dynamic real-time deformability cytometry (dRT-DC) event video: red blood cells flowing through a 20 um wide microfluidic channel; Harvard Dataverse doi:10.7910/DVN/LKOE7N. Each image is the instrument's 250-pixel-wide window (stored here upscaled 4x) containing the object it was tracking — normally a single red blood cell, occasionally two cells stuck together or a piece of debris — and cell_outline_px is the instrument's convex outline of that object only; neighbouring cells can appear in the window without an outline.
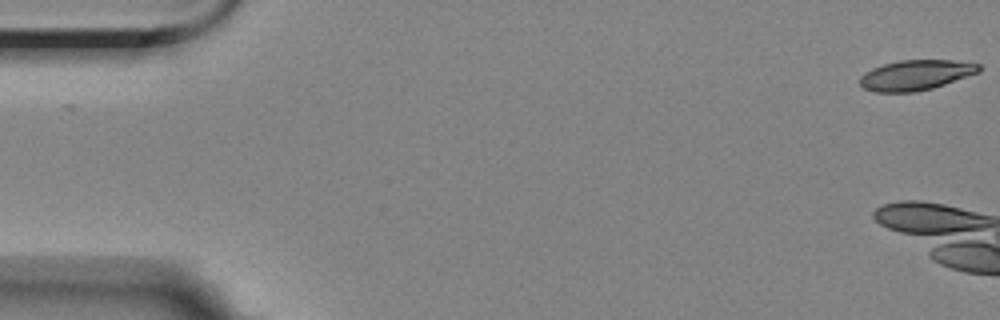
{"species": "Egyptian fruit bat (a non-hibernating species)", "species_latin": "Rousettus aegyptiacus", "temperature_condition": "room temperature", "stored_images_in_passage": 15, "camera_frame_rate_fps": 3000, "um_per_image_px": 0.085, "animal": {"sex": "female"}, "frame": {"image": 1, "passage_image": 1, "time_ms": 0.0, "image_size_px": [1000, 320], "cell_outline_px": [[980, 72], [932, 88], [912, 92], [876, 92], [864, 88], [860, 84], [860, 76], [864, 72], [872, 68], [884, 64], [900, 60], [952, 60], [980, 64]], "centroid_in_image_um": [77.82, 6.37], "position_along_channel_um": 7.2, "area_um2": 20.81}}